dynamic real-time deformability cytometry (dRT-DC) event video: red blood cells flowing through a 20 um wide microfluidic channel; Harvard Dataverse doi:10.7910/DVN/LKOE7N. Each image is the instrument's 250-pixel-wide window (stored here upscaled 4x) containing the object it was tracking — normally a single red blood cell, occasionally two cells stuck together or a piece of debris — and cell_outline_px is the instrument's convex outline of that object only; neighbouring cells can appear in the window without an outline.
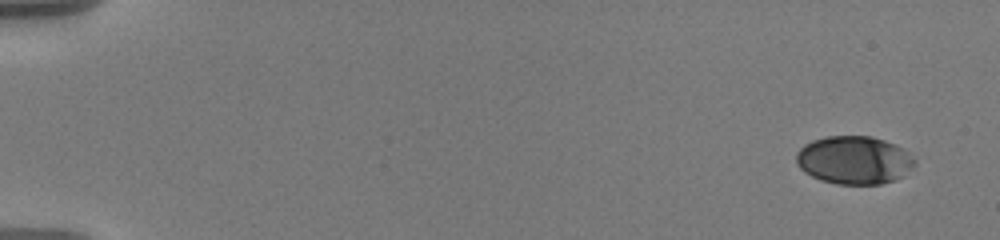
{"species": "human", "species_latin": "Homo sapiens", "temperature_condition": "warm", "stored_images_in_passage": 56, "camera_frame_rate_fps": 3000, "um_per_image_px": 0.085, "donor": {"sex": "male"}, "frame": {"image": 1, "passage_image": 1, "time_ms": 0.0, "image_size_px": [1000, 240], "cell_outline_px": [[916, 164], [904, 176], [880, 184], [836, 184], [820, 180], [804, 172], [796, 164], [796, 152], [804, 144], [812, 140], [828, 136], [872, 136], [896, 144], [904, 148], [916, 160]], "centroid_in_image_um": [72.6, 13.6], "position_along_channel_um": 12.4, "area_um2": 33.52}}
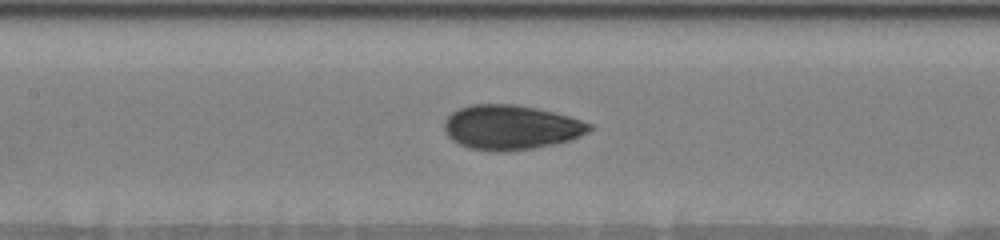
{"frame": {"image": 2, "passage_image": 26, "time_ms": 8.667, "image_size_px": [1000, 240], "cell_outline_px": [[596, 128], [572, 140], [556, 144], [532, 148], [500, 152], [496, 152], [468, 148], [452, 140], [448, 136], [444, 128], [444, 120], [452, 112], [460, 108], [472, 104], [516, 104], [536, 108], [568, 116], [592, 124]], "centroid_in_image_um": [43.44, 10.83], "position_along_channel_um": 164.0, "area_um2": 37.86}}
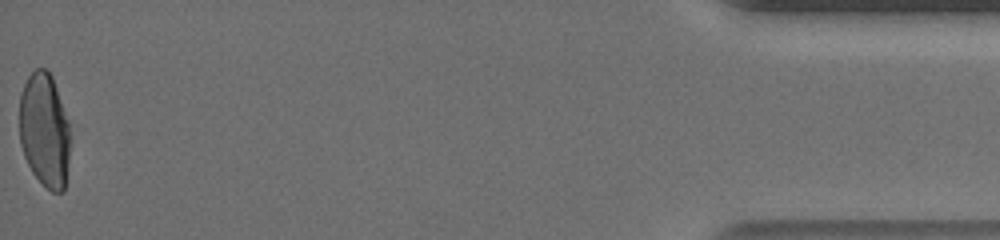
{"frame": {"image": 3, "passage_image": 56, "time_ms": 18.333, "image_size_px": [1000, 240], "cell_outline_px": [[68, 160], [64, 192], [52, 192], [32, 172], [24, 156], [20, 144], [20, 92], [28, 76], [36, 68], [48, 68], [52, 76], [68, 124]], "centroid_in_image_um": [3.75, 11.05], "position_along_channel_um": 431.4, "area_um2": 33.29}, "authors_computed_cell_mechanics": {"area_um2": 35.8938, "velocity_mm_per_s": 3.5971, "shape_relaxation_time_tau1_ms": 4.9849, "shape_relaxation_time_tau2_ms": 0.9638, "deformation_change_tau1": 0.1734, "deformation_change_tau2": 0.0505}}